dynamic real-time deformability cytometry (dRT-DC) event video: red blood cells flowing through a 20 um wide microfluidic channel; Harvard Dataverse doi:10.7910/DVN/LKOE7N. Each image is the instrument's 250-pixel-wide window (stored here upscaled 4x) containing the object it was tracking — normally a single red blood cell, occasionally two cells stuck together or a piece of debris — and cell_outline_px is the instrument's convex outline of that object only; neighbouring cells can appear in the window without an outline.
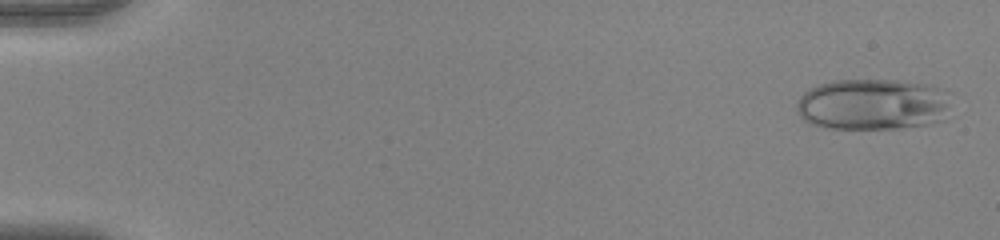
{"species": "human", "species_latin": "Homo sapiens", "temperature_condition": "warm", "stored_images_in_passage": 53, "camera_frame_rate_fps": 3000, "um_per_image_px": 0.085, "donor": {"sex": "female"}, "frame": {"image": 1, "passage_image": 2, "time_ms": 0.333, "image_size_px": [1000, 240], "cell_outline_px": [[952, 92], [948, 120], [932, 124], [900, 128], [824, 128], [808, 124], [800, 116], [796, 108], [796, 100], [808, 88], [816, 84], [832, 80], [904, 80], [948, 88]], "centroid_in_image_um": [74.27, 8.86], "position_along_channel_um": 10.7, "area_um2": 47.8}}
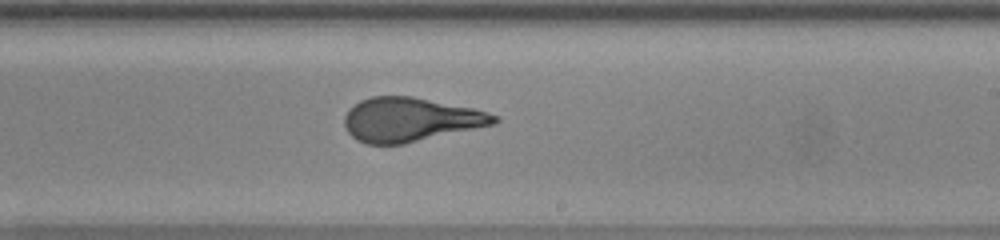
{"frame": {"image": 2, "passage_image": 33, "time_ms": 10.667, "image_size_px": [1000, 240], "cell_outline_px": [[500, 120], [496, 124], [404, 144], [368, 144], [356, 140], [348, 132], [344, 124], [344, 116], [360, 100], [372, 96], [412, 96], [472, 108], [488, 112], [500, 116]], "centroid_in_image_um": [34.91, 10.17], "position_along_channel_um": 254.1, "area_um2": 38.38}}
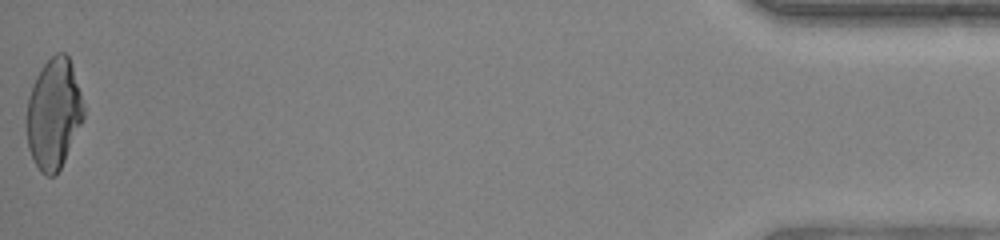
{"frame": {"image": 3, "passage_image": 53, "time_ms": 17.333, "image_size_px": [1000, 240], "cell_outline_px": [[84, 120], [56, 176], [48, 176], [40, 172], [28, 148], [24, 120], [28, 96], [32, 84], [36, 76], [44, 64], [56, 52], [64, 52], [68, 56], [84, 104]], "centroid_in_image_um": [4.53, 9.69], "position_along_channel_um": 430.7, "area_um2": 36.99}, "authors_computed_cell_mechanics": {"area_um2": 39.1306, "velocity_mm_per_s": 3.9669, "shape_relaxation_time_tau1_ms": 7.355, "shape_relaxation_time_tau2_ms": null, "deformation_change_tau1": 0.2835, "deformation_change_tau2": null}}